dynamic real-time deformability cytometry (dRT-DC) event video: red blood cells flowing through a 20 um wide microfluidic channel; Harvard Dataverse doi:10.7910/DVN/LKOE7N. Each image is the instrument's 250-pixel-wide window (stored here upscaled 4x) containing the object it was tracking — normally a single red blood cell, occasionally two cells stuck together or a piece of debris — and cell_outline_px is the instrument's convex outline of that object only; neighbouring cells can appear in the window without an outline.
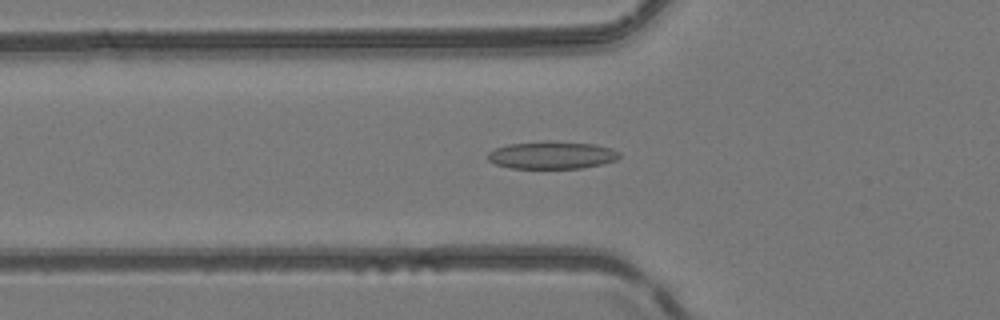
{"species": "common noctule bat (a hibernating species)", "species_latin": "Nyctalus noctula", "temperature_condition": "room temperature", "stored_images_in_passage": 37, "camera_frame_rate_fps": 3000, "um_per_image_px": 0.085, "animal": {"sex": "female", "body_mass_g": 24.6, "forearm_length_mm": 56.2}, "frame": {"image": 1, "passage_image": 5, "time_ms": 1.333, "image_size_px": [1000, 320], "cell_outline_px": [[620, 156], [616, 160], [600, 164], [580, 168], [512, 168], [496, 164], [488, 160], [488, 152], [496, 148], [508, 144], [544, 140], [592, 144], [612, 148], [620, 152]], "centroid_in_image_um": [46.9, 13.17], "position_along_channel_um": 78.9, "area_um2": 21.1}}
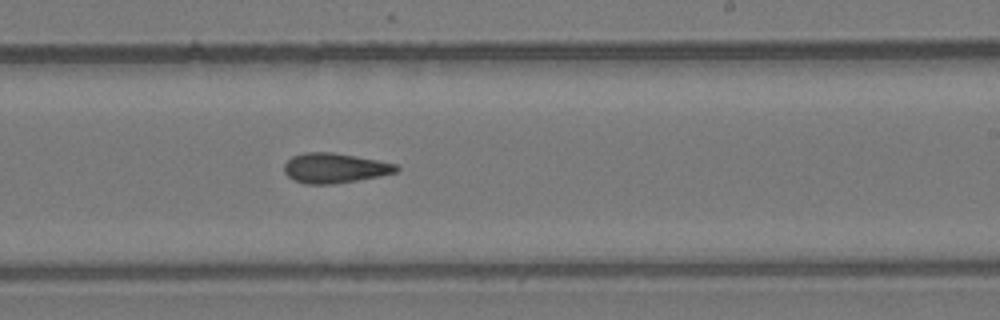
{"frame": {"image": 2, "passage_image": 18, "time_ms": 5.667, "image_size_px": [1000, 320], "cell_outline_px": [[400, 168], [396, 172], [380, 176], [332, 184], [304, 184], [292, 180], [284, 172], [284, 164], [292, 156], [304, 152], [332, 152], [356, 156], [396, 164]], "centroid_in_image_um": [28.41, 14.28], "position_along_channel_um": 260.6, "area_um2": 19.54}}
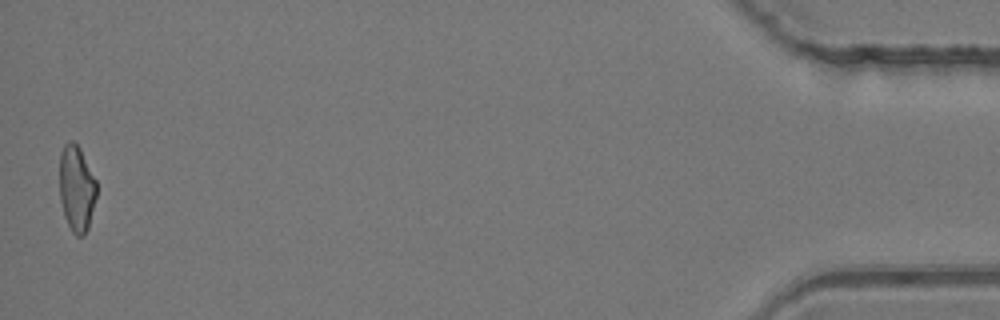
{"frame": {"image": 3, "passage_image": 37, "time_ms": 12.0, "image_size_px": [1000, 320], "cell_outline_px": [[96, 196], [88, 228], [84, 236], [76, 236], [72, 232], [64, 216], [60, 200], [60, 152], [64, 144], [68, 140], [72, 140], [80, 148], [96, 180]], "centroid_in_image_um": [6.5, 16.01], "position_along_channel_um": 428.7, "area_um2": 18.61}, "authors_computed_cell_mechanics": {"area_um2": 19.2474, "velocity_mm_per_s": 4.1733, "shape_relaxation_time_tau1_ms": null, "shape_relaxation_time_tau2_ms": 7.4777, "deformation_change_tau1": null, "deformation_change_tau2": 0.1949}}